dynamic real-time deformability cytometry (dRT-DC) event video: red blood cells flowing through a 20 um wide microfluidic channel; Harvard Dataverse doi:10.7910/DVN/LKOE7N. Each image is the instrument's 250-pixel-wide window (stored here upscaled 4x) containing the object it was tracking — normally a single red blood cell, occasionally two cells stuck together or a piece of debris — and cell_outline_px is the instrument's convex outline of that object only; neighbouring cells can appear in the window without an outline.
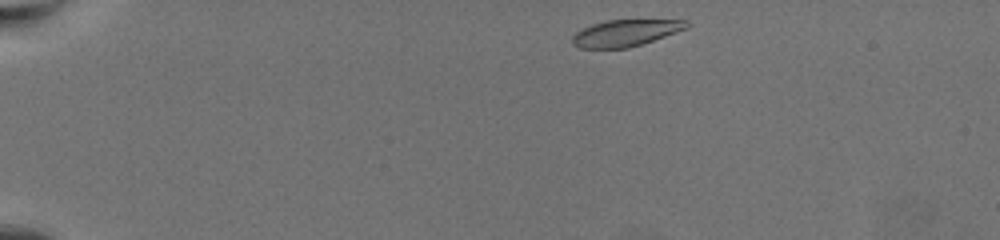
{"species": "common noctule bat (a hibernating species)", "species_latin": "Nyctalus noctula", "temperature_condition": "warm", "stored_images_in_passage": 52, "camera_frame_rate_fps": 3000, "um_per_image_px": 0.085, "animal": {"sex": "female", "body_mass_g": 19.5, "forearm_length_mm": 54.1}, "frame": {"image": 1, "passage_image": 1, "time_ms": 0.0, "image_size_px": [1000, 240], "cell_outline_px": [[692, 24], [688, 28], [628, 48], [580, 48], [572, 44], [572, 36], [576, 32], [592, 24], [608, 20], [688, 20]], "centroid_in_image_um": [53.18, 2.79], "position_along_channel_um": 31.8, "area_um2": 17.57}}
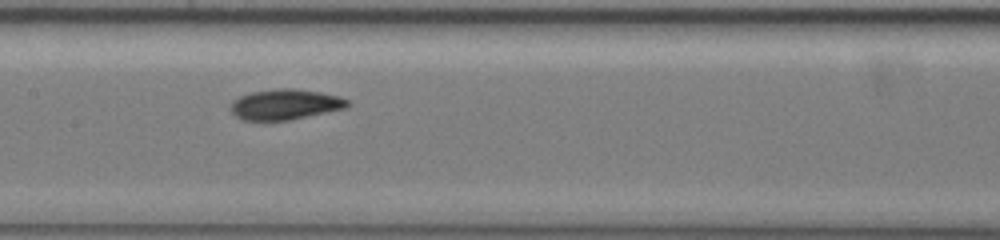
{"frame": {"image": 2, "passage_image": 23, "time_ms": 7.333, "image_size_px": [1000, 240], "cell_outline_px": [[352, 104], [348, 108], [288, 120], [244, 120], [236, 116], [228, 108], [232, 100], [240, 96], [252, 92], [276, 88], [292, 88], [320, 92], [340, 96], [348, 100]], "centroid_in_image_um": [24.26, 8.87], "position_along_channel_um": 183.1, "area_um2": 20.92}}
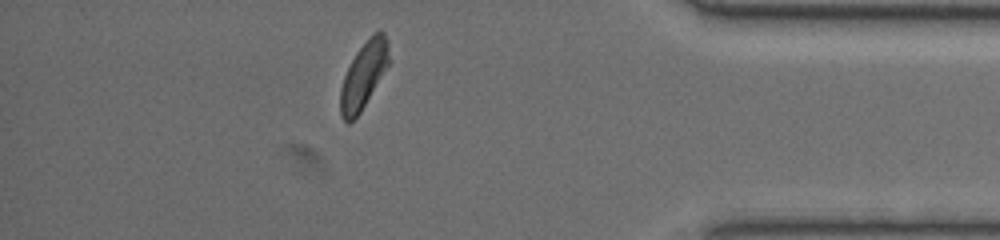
{"frame": {"image": 3, "passage_image": 45, "time_ms": 14.667, "image_size_px": [1000, 240], "cell_outline_px": [[388, 64], [360, 112], [348, 124], [340, 116], [340, 88], [344, 76], [356, 52], [372, 32], [380, 28], [384, 32], [388, 40]], "centroid_in_image_um": [30.89, 6.34], "position_along_channel_um": 404.3, "area_um2": 18.55}, "authors_computed_cell_mechanics": {"area_um2": 19.9988, "velocity_mm_per_s": 3.3769, "shape_relaxation_time_tau1_ms": 4.1746, "shape_relaxation_time_tau2_ms": 5.8495, "deformation_change_tau1": 0.1278, "deformation_change_tau2": 0.119}}